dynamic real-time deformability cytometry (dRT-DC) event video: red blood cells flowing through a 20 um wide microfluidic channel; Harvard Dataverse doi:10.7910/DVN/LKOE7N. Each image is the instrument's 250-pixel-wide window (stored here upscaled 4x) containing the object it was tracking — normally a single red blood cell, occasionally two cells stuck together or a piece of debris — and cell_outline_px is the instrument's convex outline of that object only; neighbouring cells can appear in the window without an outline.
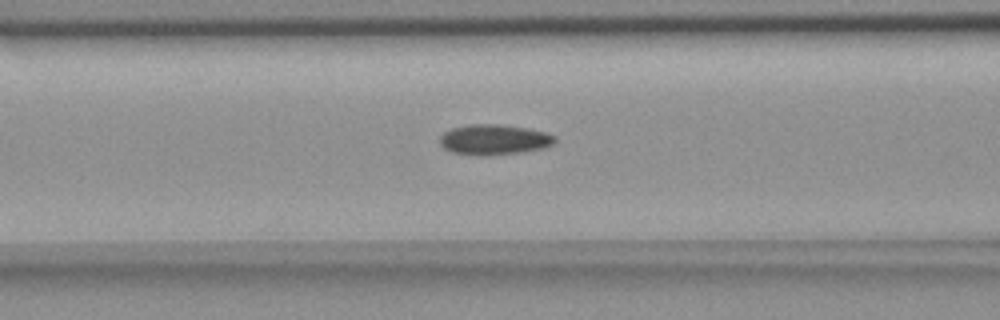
{"species": "common noctule bat (a hibernating species)", "species_latin": "Nyctalus noctula", "temperature_condition": "room temperature", "stored_images_in_passage": 30, "camera_frame_rate_fps": 3000, "um_per_image_px": 0.085, "animal": {"sex": "female", "body_mass_g": 18.4}, "frame": {"image": 1, "passage_image": 7, "time_ms": 2.0, "image_size_px": [1000, 320], "cell_outline_px": [[556, 140], [552, 144], [544, 148], [520, 152], [484, 156], [480, 156], [452, 152], [444, 148], [440, 144], [440, 136], [444, 132], [452, 128], [468, 124], [496, 124], [524, 128], [544, 132], [552, 136]], "centroid_in_image_um": [41.94, 11.87], "position_along_channel_um": 124.7, "area_um2": 20.11}}
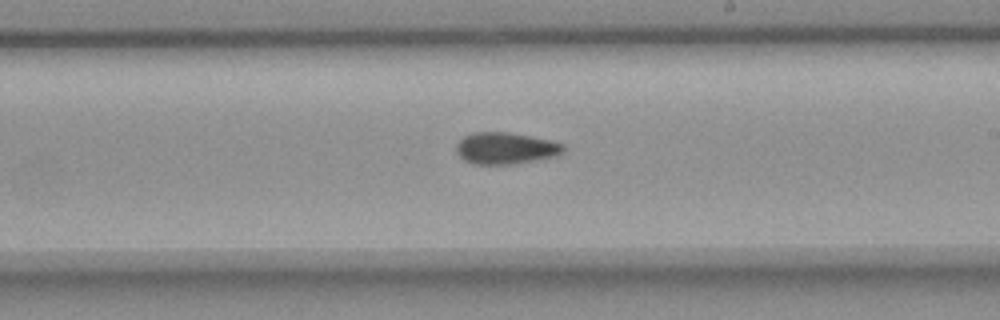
{"frame": {"image": 2, "passage_image": 17, "time_ms": 5.333, "image_size_px": [1000, 320], "cell_outline_px": [[564, 148], [556, 156], [512, 164], [472, 164], [464, 160], [456, 152], [456, 144], [464, 136], [472, 132], [508, 132], [548, 140], [564, 144]], "centroid_in_image_um": [42.91, 12.6], "position_along_channel_um": 246.1, "area_um2": 19.54}}
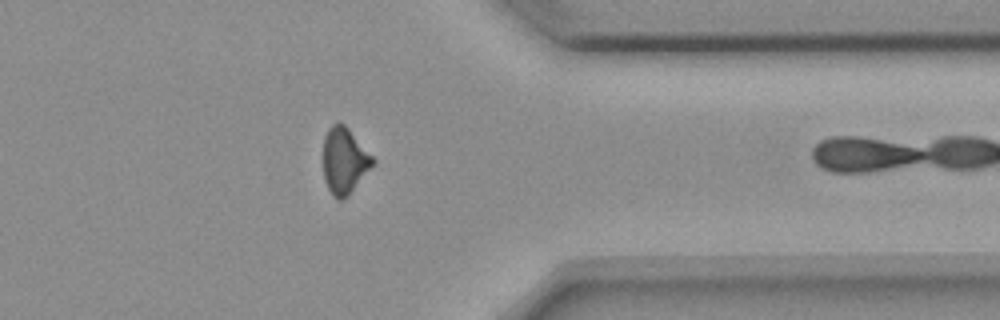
{"frame": {"image": 3, "passage_image": 29, "time_ms": 9.333, "image_size_px": [1000, 320], "cell_outline_px": [[376, 160], [348, 196], [340, 200], [336, 200], [332, 196], [324, 180], [324, 136], [328, 128], [336, 120], [344, 124], [348, 128]], "centroid_in_image_um": [29.25, 13.65], "position_along_channel_um": 382.1, "area_um2": 19.02}}